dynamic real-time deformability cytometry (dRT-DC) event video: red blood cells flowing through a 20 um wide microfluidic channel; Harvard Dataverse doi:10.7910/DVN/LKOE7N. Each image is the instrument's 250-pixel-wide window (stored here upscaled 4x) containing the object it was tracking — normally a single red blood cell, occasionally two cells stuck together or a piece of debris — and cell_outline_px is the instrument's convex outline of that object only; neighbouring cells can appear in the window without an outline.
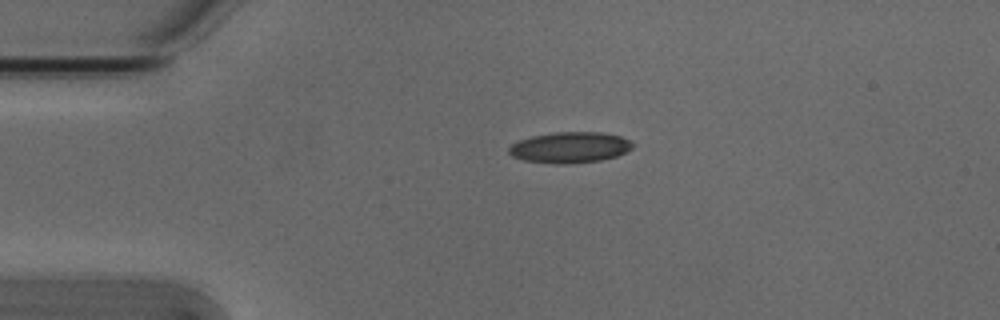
{"species": "Egyptian fruit bat (a non-hibernating species)", "species_latin": "Rousettus aegyptiacus", "temperature_condition": "cold", "stored_images_in_passage": 6, "camera_frame_rate_fps": 3000, "um_per_image_px": 0.085, "animal": {"sex": "male"}, "frame": {"image": 1, "passage_image": 1, "time_ms": 0.0, "image_size_px": [1000, 320], "cell_outline_px": [[636, 144], [632, 148], [616, 156], [600, 160], [564, 164], [552, 164], [524, 160], [512, 156], [508, 152], [508, 148], [512, 144], [520, 140], [532, 136], [556, 132], [600, 132], [620, 136], [632, 140]], "centroid_in_image_um": [48.46, 12.53], "position_along_channel_um": 36.5, "area_um2": 22.31}}